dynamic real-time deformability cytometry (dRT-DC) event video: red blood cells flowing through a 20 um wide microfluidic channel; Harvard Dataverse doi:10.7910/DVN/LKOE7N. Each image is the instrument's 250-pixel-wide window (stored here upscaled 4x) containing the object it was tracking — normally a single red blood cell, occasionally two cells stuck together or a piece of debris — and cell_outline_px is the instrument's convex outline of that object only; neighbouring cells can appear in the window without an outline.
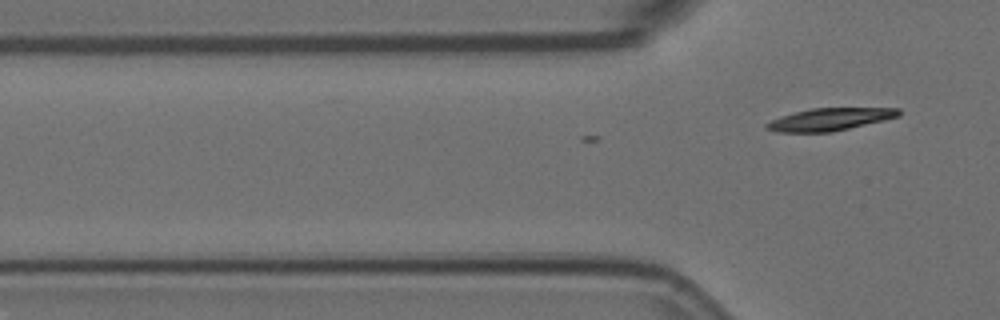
{"species": "Egyptian fruit bat (a non-hibernating species)", "species_latin": "Rousettus aegyptiacus", "temperature_condition": "room temperature", "stored_images_in_passage": 3, "camera_frame_rate_fps": 3000, "um_per_image_px": 0.085, "animal": {"sex": "female"}, "frame": {"image": 1, "passage_image": 3, "time_ms": 0.667, "image_size_px": [1000, 320], "cell_outline_px": [[900, 116], [884, 120], [832, 132], [776, 132], [764, 128], [764, 124], [780, 116], [812, 108], [900, 108]], "centroid_in_image_um": [70.51, 10.14], "position_along_channel_um": 55.3, "area_um2": 17.22}}